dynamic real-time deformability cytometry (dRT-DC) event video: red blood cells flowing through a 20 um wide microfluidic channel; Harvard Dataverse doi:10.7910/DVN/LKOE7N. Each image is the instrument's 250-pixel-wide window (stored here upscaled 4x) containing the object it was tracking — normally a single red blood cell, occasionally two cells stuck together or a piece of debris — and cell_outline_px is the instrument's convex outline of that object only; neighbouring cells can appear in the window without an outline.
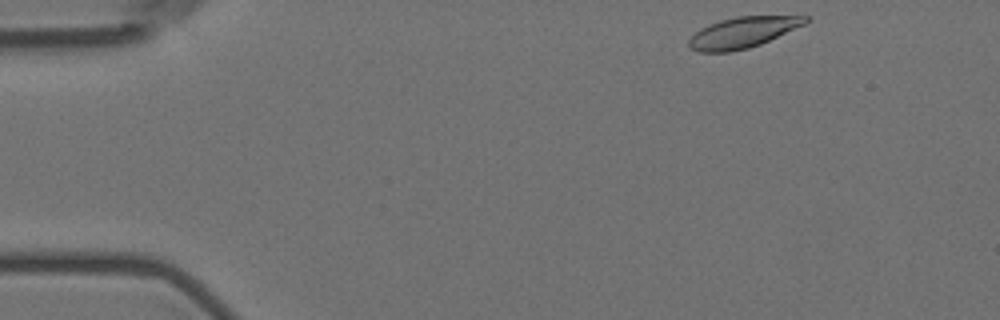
{"species": "Egyptian fruit bat (a non-hibernating species)", "species_latin": "Rousettus aegyptiacus", "temperature_condition": "room temperature", "stored_images_in_passage": 5, "camera_frame_rate_fps": 3000, "um_per_image_px": 0.085, "animal": {"sex": "female"}, "frame": {"image": 1, "passage_image": 1, "time_ms": 0.0, "image_size_px": [1000, 320], "cell_outline_px": [[812, 20], [804, 24], [760, 44], [748, 48], [728, 52], [700, 52], [688, 48], [688, 40], [700, 28], [720, 20], [736, 16], [812, 16]], "centroid_in_image_um": [63.12, 2.75], "position_along_channel_um": 21.9, "area_um2": 20.87}}
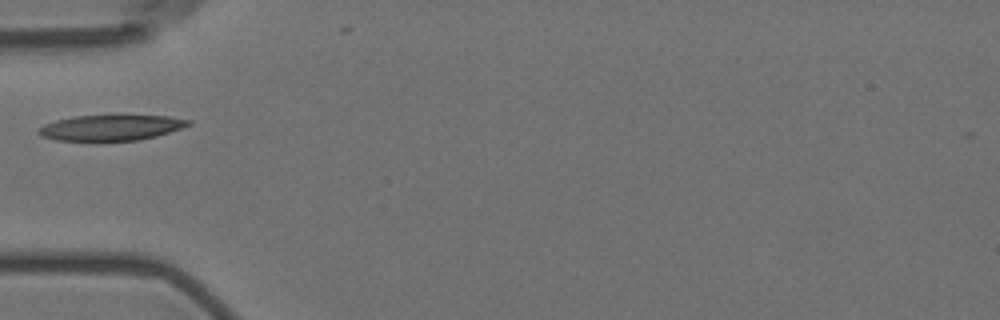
{"frame": {"image": 2, "passage_image": 4, "time_ms": 4.0, "image_size_px": [1000, 320], "cell_outline_px": [[192, 124], [156, 136], [136, 140], [56, 140], [40, 136], [36, 132], [44, 124], [56, 120], [76, 116], [168, 116], [192, 120]], "centroid_in_image_um": [9.42, 10.85], "position_along_channel_um": 75.6, "area_um2": 21.91}}